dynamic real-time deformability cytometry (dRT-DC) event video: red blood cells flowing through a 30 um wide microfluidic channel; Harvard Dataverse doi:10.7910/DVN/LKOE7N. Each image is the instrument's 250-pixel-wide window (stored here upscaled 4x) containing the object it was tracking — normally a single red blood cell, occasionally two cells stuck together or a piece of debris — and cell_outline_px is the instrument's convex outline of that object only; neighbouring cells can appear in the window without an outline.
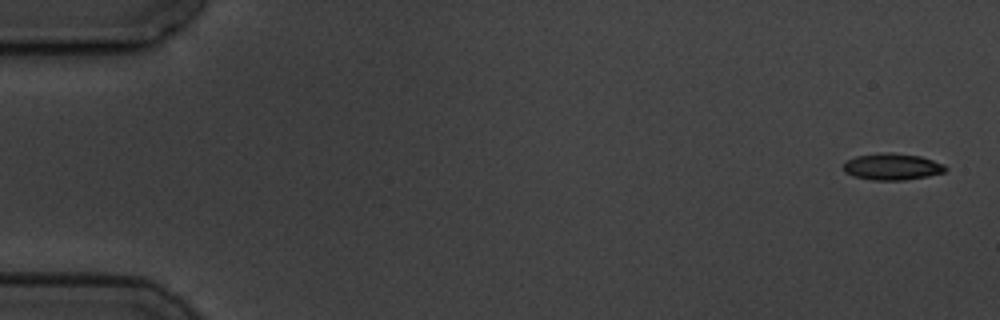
{"species": "common noctule bat (a hibernating species)", "species_latin": "Nyctalus noctula", "temperature_condition": "cold", "stored_images_in_passage": 10, "camera_frame_rate_fps": 3000, "um_per_image_px": 0.085, "animal": {"sex": "male", "body_mass_g": 19.5, "forearm_length_mm": 54.6}, "frame": {"image": 1, "passage_image": 1, "time_ms": 0.0, "image_size_px": [1000, 320], "cell_outline_px": [[948, 168], [944, 172], [928, 176], [904, 180], [872, 180], [852, 176], [844, 172], [844, 160], [856, 156], [888, 152], [892, 152], [920, 156], [944, 164]], "centroid_in_image_um": [75.81, 14.17], "position_along_channel_um": 9.2, "area_um2": 15.9}}
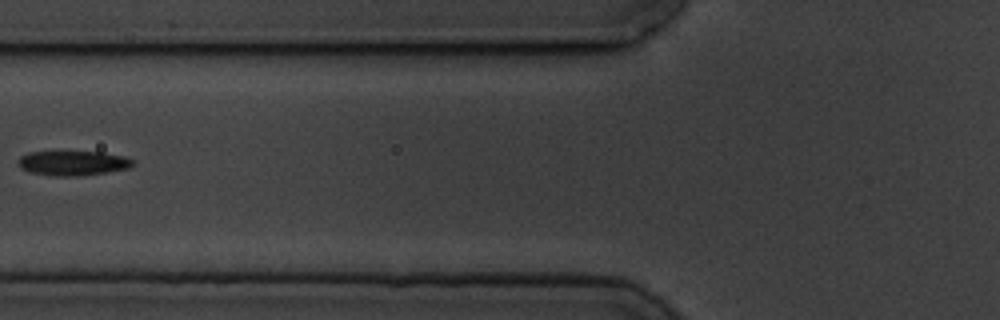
{"frame": {"image": 2, "passage_image": 6, "time_ms": 7.0, "image_size_px": [1000, 320], "cell_outline_px": [[132, 164], [128, 168], [108, 172], [80, 176], [56, 176], [32, 172], [20, 168], [16, 164], [20, 156], [28, 152], [104, 152], [124, 156], [132, 160]], "centroid_in_image_um": [6.16, 13.86], "position_along_channel_um": 119.6, "area_um2": 16.42}}
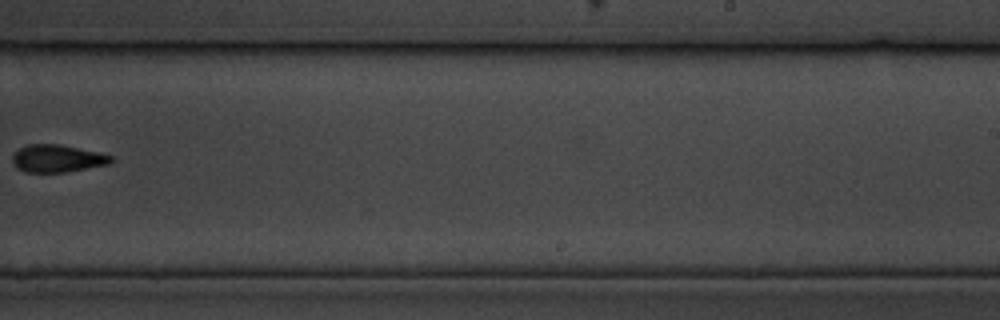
{"frame": {"image": 3, "passage_image": 10, "time_ms": 11.667, "image_size_px": [1000, 320], "cell_outline_px": [[116, 160], [112, 164], [64, 172], [24, 172], [16, 168], [12, 164], [12, 156], [20, 148], [28, 144], [60, 144], [100, 152], [112, 156]], "centroid_in_image_um": [4.91, 13.47], "position_along_channel_um": 284.1, "area_um2": 16.07}}